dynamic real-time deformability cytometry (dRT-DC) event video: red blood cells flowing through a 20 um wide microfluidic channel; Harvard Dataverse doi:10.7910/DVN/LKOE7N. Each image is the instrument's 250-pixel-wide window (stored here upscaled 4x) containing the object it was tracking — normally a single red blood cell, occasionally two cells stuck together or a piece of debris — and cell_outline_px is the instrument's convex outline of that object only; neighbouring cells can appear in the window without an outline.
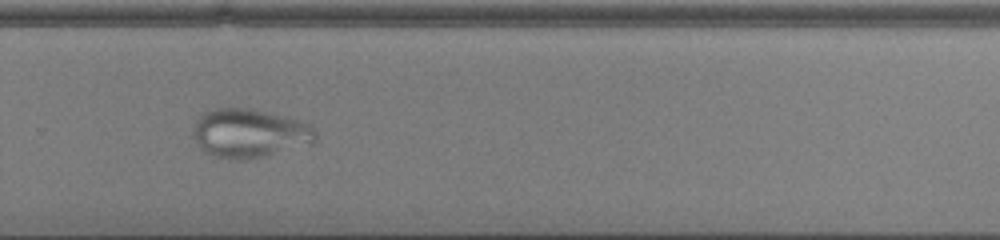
{"species": "common noctule bat (a hibernating species)", "species_latin": "Nyctalus noctula", "temperature_condition": "cold", "stored_images_in_passage": 34, "camera_frame_rate_fps": 3000, "um_per_image_px": 0.085, "animal": {"sex": "male", "body_mass_g": 13.0, "forearm_length_mm": 53.1}, "frame": {"image": 1, "passage_image": 19, "time_ms": 6.0, "image_size_px": [1000, 240], "cell_outline_px": [[316, 140], [312, 144], [260, 156], [240, 160], [228, 160], [204, 152], [200, 148], [192, 136], [192, 128], [196, 120], [204, 112], [216, 108], [248, 108], [300, 120], [312, 124], [316, 132]], "centroid_in_image_um": [21.18, 11.32], "position_along_channel_um": 308.6, "area_um2": 34.85}}